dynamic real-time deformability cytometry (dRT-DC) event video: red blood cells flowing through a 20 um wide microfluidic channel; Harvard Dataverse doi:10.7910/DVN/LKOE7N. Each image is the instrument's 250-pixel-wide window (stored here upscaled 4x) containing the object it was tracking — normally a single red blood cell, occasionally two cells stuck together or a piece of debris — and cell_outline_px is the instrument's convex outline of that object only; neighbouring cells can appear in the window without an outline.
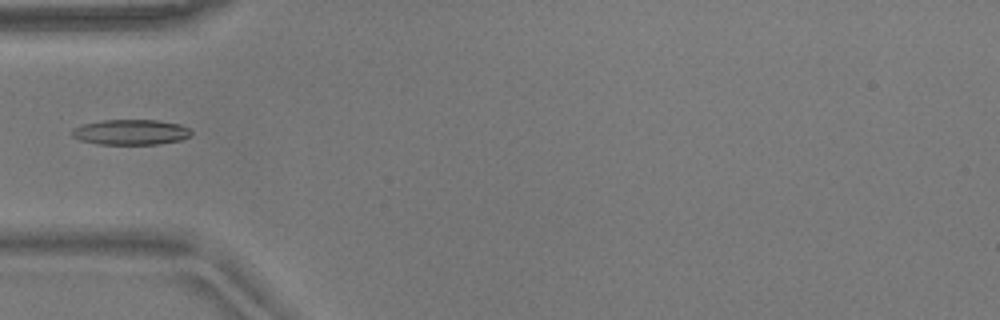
{"species": "common noctule bat (a hibernating species)", "species_latin": "Nyctalus noctula", "temperature_condition": "warm", "stored_images_in_passage": 38, "camera_frame_rate_fps": 3000, "um_per_image_px": 0.085, "animal": {"sex": "male", "body_mass_g": 17.9}, "frame": {"image": 1, "passage_image": 1, "time_ms": 0.0, "image_size_px": [1000, 320], "cell_outline_px": [[192, 136], [180, 140], [160, 144], [100, 144], [80, 140], [72, 136], [72, 128], [84, 124], [104, 120], [156, 120], [180, 124], [188, 128], [192, 132]], "centroid_in_image_um": [11.14, 11.23], "position_along_channel_um": 73.9, "area_um2": 17.57}}
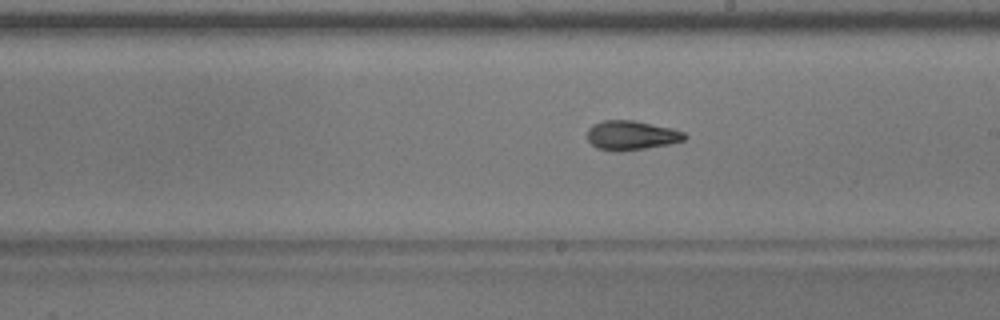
{"frame": {"image": 2, "passage_image": 14, "time_ms": 4.333, "image_size_px": [1000, 320], "cell_outline_px": [[688, 136], [684, 140], [668, 144], [644, 148], [616, 152], [596, 148], [588, 140], [588, 128], [592, 124], [604, 120], [632, 120], [672, 128], [684, 132]], "centroid_in_image_um": [53.65, 11.5], "position_along_channel_um": 235.4, "area_um2": 16.59}}
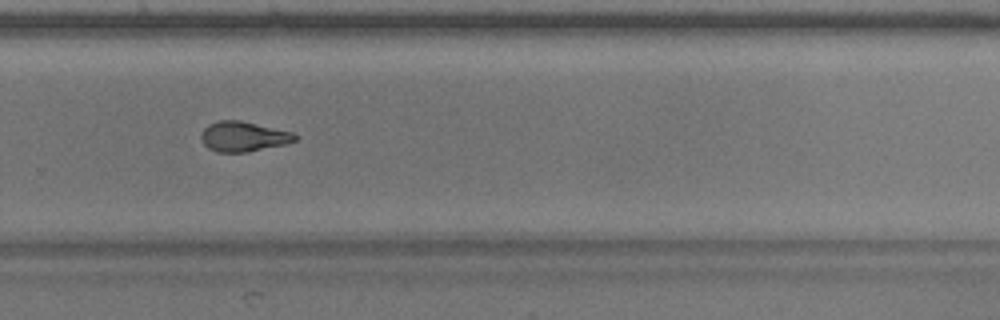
{"frame": {"image": 3, "passage_image": 20, "time_ms": 6.333, "image_size_px": [1000, 320], "cell_outline_px": [[296, 140], [284, 144], [244, 152], [216, 152], [208, 148], [204, 144], [200, 136], [204, 128], [208, 124], [220, 120], [240, 120], [292, 132], [296, 136]], "centroid_in_image_um": [20.64, 11.59], "position_along_channel_um": 309.2, "area_um2": 16.18}}